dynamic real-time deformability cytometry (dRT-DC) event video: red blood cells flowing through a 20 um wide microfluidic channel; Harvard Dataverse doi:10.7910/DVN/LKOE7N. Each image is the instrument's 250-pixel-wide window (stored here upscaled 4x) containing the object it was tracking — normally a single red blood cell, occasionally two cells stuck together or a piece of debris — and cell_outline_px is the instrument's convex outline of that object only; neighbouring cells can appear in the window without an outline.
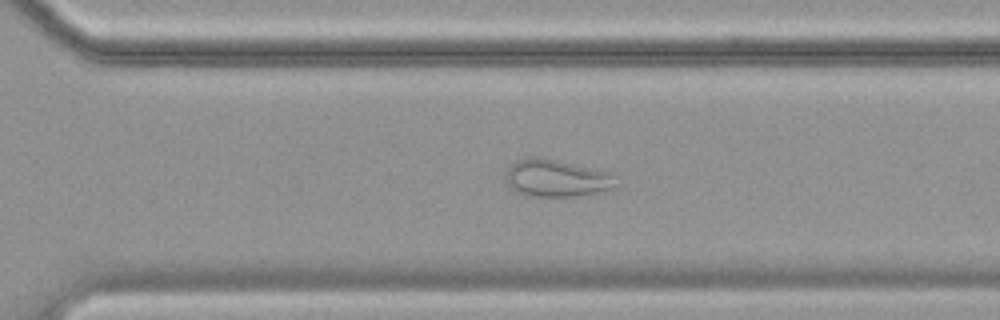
{"species": "common noctule bat (a hibernating species)", "species_latin": "Nyctalus noctula", "temperature_condition": "cold", "stored_images_in_passage": 57, "camera_frame_rate_fps": 3000, "um_per_image_px": 0.085, "animal": {"sex": "female", "body_mass_g": 19.9}, "frame": {"image": 1, "passage_image": 40, "time_ms": 13.0, "image_size_px": [1000, 320], "cell_outline_px": [[616, 188], [580, 196], [524, 196], [516, 192], [508, 184], [504, 172], [516, 160], [528, 156], [536, 156], [556, 160], [608, 172], [616, 176]], "centroid_in_image_um": [47.27, 15.15], "position_along_channel_um": 323.3, "area_um2": 24.1}}
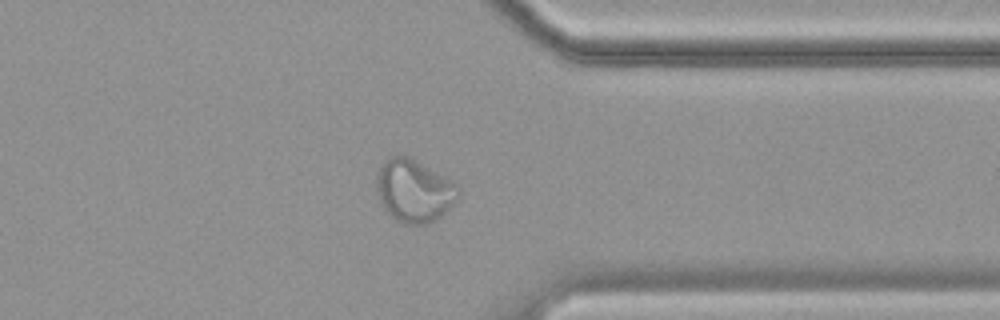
{"frame": {"image": 2, "passage_image": 45, "time_ms": 14.667, "image_size_px": [1000, 320], "cell_outline_px": [[460, 196], [436, 220], [428, 224], [400, 224], [384, 208], [380, 200], [376, 188], [376, 172], [380, 164], [388, 156], [396, 152], [408, 156], [452, 180], [460, 188]], "centroid_in_image_um": [35.16, 16.18], "position_along_channel_um": 376.2, "area_um2": 30.29}}
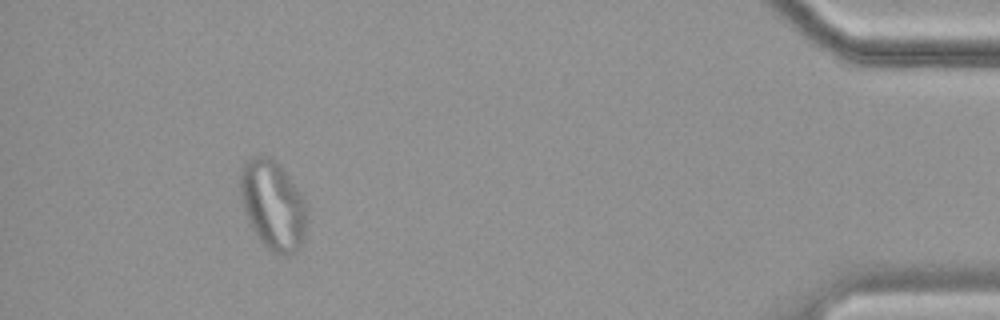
{"frame": {"image": 3, "passage_image": 53, "time_ms": 17.333, "image_size_px": [1000, 320], "cell_outline_px": [[308, 208], [304, 240], [300, 248], [296, 252], [288, 256], [272, 252], [256, 236], [244, 212], [240, 192], [240, 172], [244, 164], [252, 156], [272, 156], [288, 176], [304, 200]], "centroid_in_image_um": [23.21, 17.45], "position_along_channel_um": 412.0, "area_um2": 34.8}}